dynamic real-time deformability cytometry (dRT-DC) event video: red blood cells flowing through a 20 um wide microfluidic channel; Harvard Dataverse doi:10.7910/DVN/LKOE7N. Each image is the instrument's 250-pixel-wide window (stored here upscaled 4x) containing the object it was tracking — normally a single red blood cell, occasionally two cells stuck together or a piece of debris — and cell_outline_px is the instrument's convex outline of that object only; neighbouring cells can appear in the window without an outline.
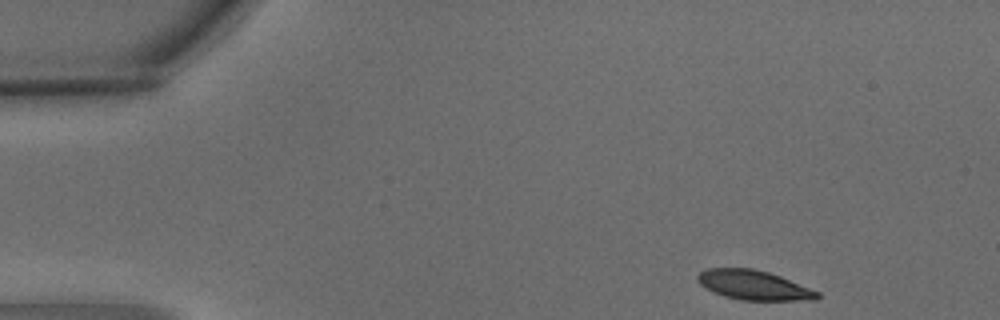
{"species": "common noctule bat (a hibernating species)", "species_latin": "Nyctalus noctula", "temperature_condition": "warm", "stored_images_in_passage": 4, "camera_frame_rate_fps": 3000, "um_per_image_px": 0.085, "animal": {"sex": "male", "body_mass_g": 15.6}, "frame": {"image": 1, "passage_image": 1, "time_ms": 0.0, "image_size_px": [1000, 320], "cell_outline_px": [[820, 296], [816, 300], [740, 300], [724, 296], [704, 288], [696, 280], [696, 276], [700, 272], [708, 268], [752, 268], [768, 272], [780, 276], [820, 292]], "centroid_in_image_um": [64.05, 24.23], "position_along_channel_um": 21.0, "area_um2": 20.63}}
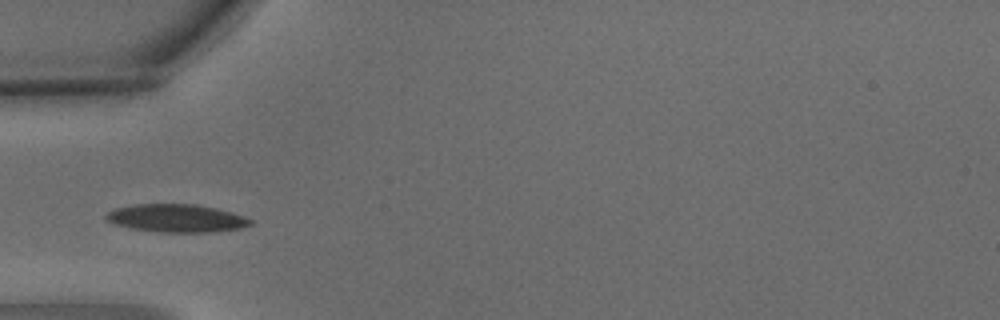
{"frame": {"image": 2, "passage_image": 4, "time_ms": 1.0, "image_size_px": [1000, 320], "cell_outline_px": [[252, 224], [240, 228], [212, 232], [160, 232], [132, 228], [112, 224], [104, 216], [108, 212], [116, 208], [136, 204], [196, 204], [216, 208], [232, 212], [244, 216], [252, 220]], "centroid_in_image_um": [15.0, 18.54], "position_along_channel_um": 70.0, "area_um2": 23.47}}